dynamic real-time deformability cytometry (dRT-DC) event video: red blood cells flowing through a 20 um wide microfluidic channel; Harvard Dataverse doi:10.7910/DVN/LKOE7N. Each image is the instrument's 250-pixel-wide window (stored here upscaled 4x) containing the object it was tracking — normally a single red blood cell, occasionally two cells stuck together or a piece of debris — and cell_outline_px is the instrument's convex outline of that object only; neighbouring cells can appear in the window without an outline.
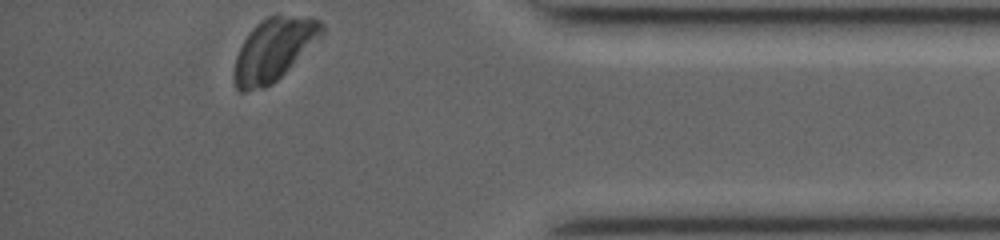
{"species": "common noctule bat (a hibernating species)", "species_latin": "Nyctalus noctula", "temperature_condition": "room temperature", "stored_images_in_passage": 30, "camera_frame_rate_fps": 3000, "um_per_image_px": 0.085, "animal": {"sex": "female", "body_mass_g": 19.0, "forearm_length_mm": 53.3}, "frame": {"image": 1, "passage_image": 30, "time_ms": 9.667, "image_size_px": [1000, 240], "cell_outline_px": [[324, 36], [272, 84], [264, 88], [244, 92], [240, 92], [236, 88], [232, 80], [232, 72], [236, 56], [244, 40], [252, 28], [256, 24], [268, 16], [312, 16], [320, 20], [324, 24]], "centroid_in_image_um": [23.28, 4.22], "position_along_channel_um": 411.9, "area_um2": 32.37}}